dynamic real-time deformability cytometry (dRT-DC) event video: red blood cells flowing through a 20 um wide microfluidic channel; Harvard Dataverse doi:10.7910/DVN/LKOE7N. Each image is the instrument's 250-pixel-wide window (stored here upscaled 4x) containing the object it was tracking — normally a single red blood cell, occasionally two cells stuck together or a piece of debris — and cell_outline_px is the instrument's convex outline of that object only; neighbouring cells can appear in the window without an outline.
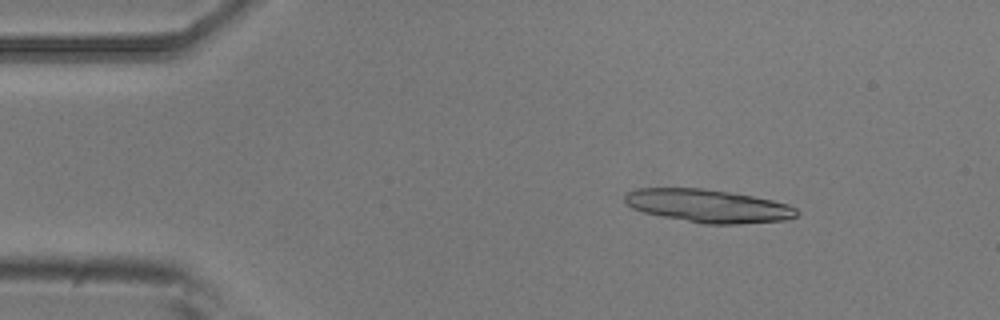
{"species": "common noctule bat (a hibernating species)", "species_latin": "Nyctalus noctula", "temperature_condition": "room temperature", "stored_images_in_passage": 54, "segment_of_instrument_passage": [1, 2], "camera_frame_rate_fps": 3000, "um_per_image_px": 0.085, "animal": {"sex": "male", "body_mass_g": 20.5, "forearm_length_mm": 52.5}, "frame": {"image": 1, "passage_image": 7, "time_ms": 2.0, "image_size_px": [1000, 320], "cell_outline_px": [[800, 212], [796, 216], [784, 220], [740, 224], [704, 224], [644, 212], [632, 208], [624, 200], [624, 196], [628, 192], [636, 188], [700, 188], [728, 192], [752, 196], [772, 200], [788, 204], [796, 208]], "centroid_in_image_um": [60.21, 17.5], "position_along_channel_um": 24.8, "area_um2": 32.89}}